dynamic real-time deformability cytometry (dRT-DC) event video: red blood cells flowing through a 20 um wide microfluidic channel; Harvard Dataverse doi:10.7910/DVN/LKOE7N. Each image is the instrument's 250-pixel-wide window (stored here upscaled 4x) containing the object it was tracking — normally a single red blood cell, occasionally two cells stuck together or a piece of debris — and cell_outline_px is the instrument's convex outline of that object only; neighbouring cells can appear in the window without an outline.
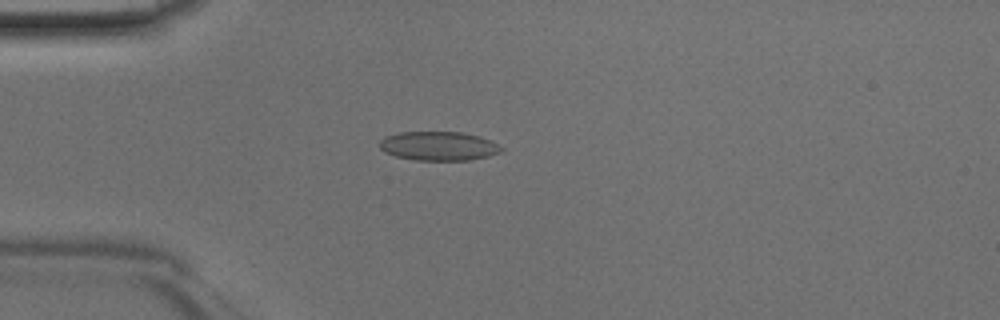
{"species": "Egyptian fruit bat (a non-hibernating species)", "species_latin": "Rousettus aegyptiacus", "temperature_condition": "room temperature", "stored_images_in_passage": 45, "camera_frame_rate_fps": 3000, "um_per_image_px": 0.085, "animal": {"sex": "male"}, "frame": {"image": 1, "passage_image": 11, "time_ms": 3.333, "image_size_px": [1000, 320], "cell_outline_px": [[504, 148], [500, 152], [488, 156], [468, 160], [416, 160], [396, 156], [384, 152], [380, 148], [380, 140], [384, 136], [400, 132], [460, 132], [480, 136]], "centroid_in_image_um": [37.25, 12.41], "position_along_channel_um": 47.8, "area_um2": 20.46}}
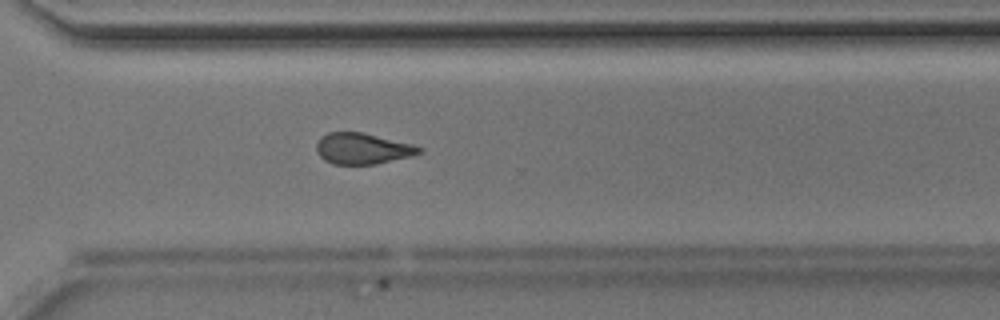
{"frame": {"image": 2, "passage_image": 32, "time_ms": 10.333, "image_size_px": [1000, 320], "cell_outline_px": [[424, 152], [412, 156], [376, 164], [332, 164], [324, 160], [316, 152], [316, 144], [320, 136], [328, 132], [364, 132], [412, 144], [424, 148]], "centroid_in_image_um": [30.82, 12.62], "position_along_channel_um": 339.8, "area_um2": 18.84}}
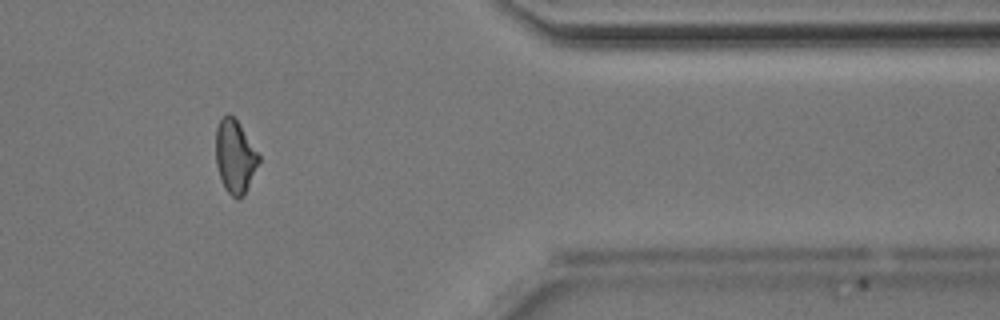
{"frame": {"image": 3, "passage_image": 37, "time_ms": 12.0, "image_size_px": [1000, 320], "cell_outline_px": [[260, 160], [244, 196], [236, 200], [224, 188], [216, 164], [216, 128], [220, 120], [228, 112], [240, 124], [260, 156]], "centroid_in_image_um": [19.97, 13.32], "position_along_channel_um": 391.4, "area_um2": 18.26}}